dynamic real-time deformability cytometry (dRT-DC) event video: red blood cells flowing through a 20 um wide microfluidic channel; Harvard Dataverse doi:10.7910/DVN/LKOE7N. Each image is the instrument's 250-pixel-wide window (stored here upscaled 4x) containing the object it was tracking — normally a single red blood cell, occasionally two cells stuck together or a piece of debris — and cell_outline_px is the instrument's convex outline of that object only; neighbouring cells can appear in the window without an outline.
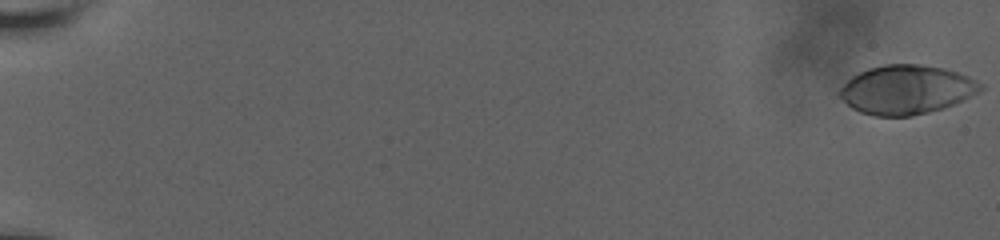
{"species": "human", "species_latin": "Homo sapiens", "temperature_condition": "room temperature", "stored_images_in_passage": 20, "camera_frame_rate_fps": 3000, "um_per_image_px": 0.085, "donor": {"sex": "male"}, "frame": {"image": 1, "passage_image": 1, "time_ms": 0.0, "image_size_px": [1000, 240], "cell_outline_px": [[984, 88], [980, 92], [964, 100], [944, 108], [912, 116], [872, 116], [860, 112], [852, 108], [836, 96], [836, 92], [852, 76], [868, 68], [884, 64], [920, 64], [944, 68], [968, 76], [984, 84]], "centroid_in_image_um": [77.03, 7.63], "position_along_channel_um": 8.0, "area_um2": 40.69}}